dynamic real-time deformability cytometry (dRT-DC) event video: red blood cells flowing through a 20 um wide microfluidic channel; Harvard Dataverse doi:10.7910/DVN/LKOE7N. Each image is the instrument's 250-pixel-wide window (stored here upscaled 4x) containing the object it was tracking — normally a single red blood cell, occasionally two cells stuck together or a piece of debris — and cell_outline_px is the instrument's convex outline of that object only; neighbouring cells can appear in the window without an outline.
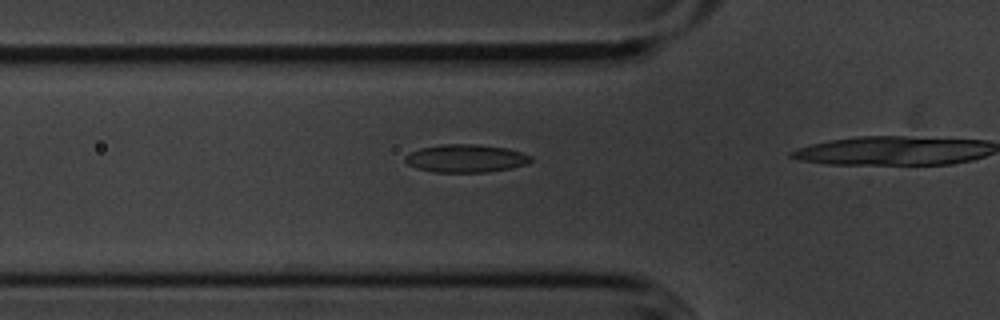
{"species": "common noctule bat (a hibernating species)", "species_latin": "Nyctalus noctula", "temperature_condition": "cold", "stored_images_in_passage": 15, "camera_frame_rate_fps": 3000, "um_per_image_px": 0.085, "animal": {"sex": "male", "body_mass_g": 20.1, "forearm_length_mm": 53.5}, "frame": {"image": 1, "passage_image": 13, "time_ms": 4.0, "image_size_px": [1000, 320], "cell_outline_px": [[532, 160], [528, 164], [512, 168], [488, 172], [432, 172], [416, 168], [408, 164], [404, 160], [404, 156], [408, 152], [420, 148], [440, 144], [476, 144], [508, 148], [532, 156]], "centroid_in_image_um": [39.58, 13.46], "position_along_channel_um": 86.2, "area_um2": 20.75}}